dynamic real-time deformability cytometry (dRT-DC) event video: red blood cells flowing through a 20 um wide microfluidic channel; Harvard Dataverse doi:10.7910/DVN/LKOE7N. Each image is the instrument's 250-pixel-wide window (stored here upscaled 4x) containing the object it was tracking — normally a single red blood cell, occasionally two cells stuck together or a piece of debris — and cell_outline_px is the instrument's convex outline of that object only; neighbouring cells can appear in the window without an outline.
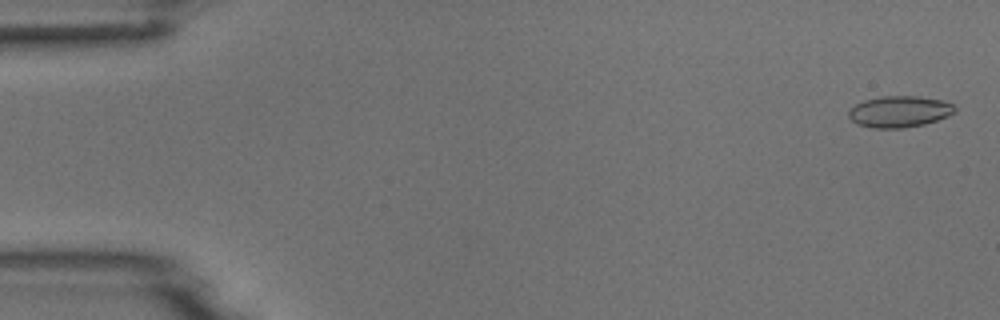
{"species": "common noctule bat (a hibernating species)", "species_latin": "Nyctalus noctula", "temperature_condition": "room temperature", "stored_images_in_passage": 4, "camera_frame_rate_fps": 3000, "um_per_image_px": 0.085, "animal": {"sex": "male", "body_mass_g": 18.8}, "frame": {"image": 1, "passage_image": 1, "time_ms": 0.0, "image_size_px": [1000, 320], "cell_outline_px": [[956, 112], [948, 116], [924, 124], [904, 128], [872, 128], [856, 124], [848, 116], [848, 112], [856, 104], [864, 100], [880, 96], [916, 96], [944, 100], [952, 104], [956, 108]], "centroid_in_image_um": [76.45, 9.48], "position_along_channel_um": 8.5, "area_um2": 19.48}}
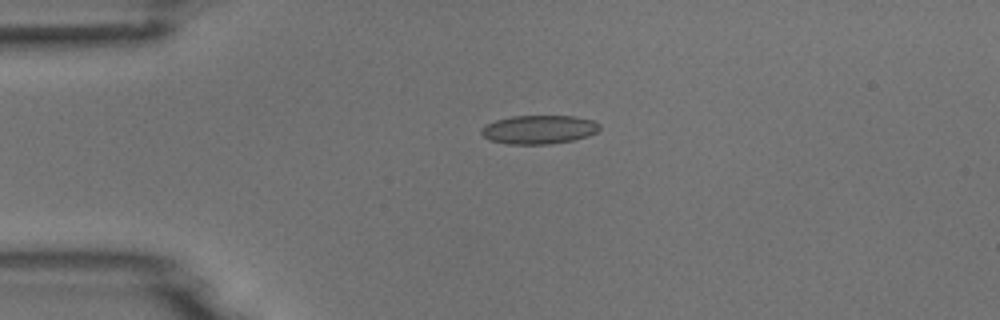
{"frame": {"image": 2, "passage_image": 4, "time_ms": 3.667, "image_size_px": [1000, 320], "cell_outline_px": [[600, 128], [596, 132], [588, 136], [572, 140], [548, 144], [508, 144], [492, 140], [484, 136], [480, 132], [488, 124], [496, 120], [512, 116], [576, 116], [592, 120], [600, 124]], "centroid_in_image_um": [45.85, 11.0], "position_along_channel_um": 39.1, "area_um2": 19.54}}